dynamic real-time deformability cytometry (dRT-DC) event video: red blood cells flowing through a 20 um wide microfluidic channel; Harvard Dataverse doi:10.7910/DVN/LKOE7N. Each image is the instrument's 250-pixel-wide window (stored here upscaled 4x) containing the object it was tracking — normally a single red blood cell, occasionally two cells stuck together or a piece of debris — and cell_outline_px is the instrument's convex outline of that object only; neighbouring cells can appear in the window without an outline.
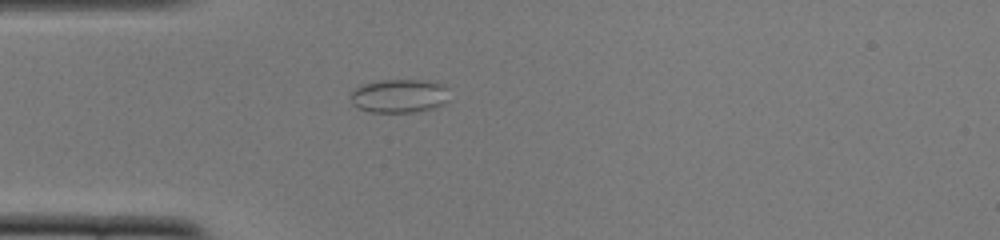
{"species": "common noctule bat (a hibernating species)", "species_latin": "Nyctalus noctula", "temperature_condition": "cold", "stored_images_in_passage": 39, "camera_frame_rate_fps": 3000, "um_per_image_px": 0.085, "animal": {"sex": "female", "body_mass_g": 22.0, "forearm_length_mm": 56.7}, "frame": {"image": 1, "passage_image": 2, "time_ms": 0.333, "image_size_px": [1000, 240], "cell_outline_px": [[448, 100], [432, 108], [412, 112], [372, 112], [356, 108], [352, 104], [352, 92], [356, 88], [364, 84], [380, 80], [428, 80], [440, 84], [448, 88]], "centroid_in_image_um": [33.93, 8.15], "position_along_channel_um": 51.1, "area_um2": 19.19}}
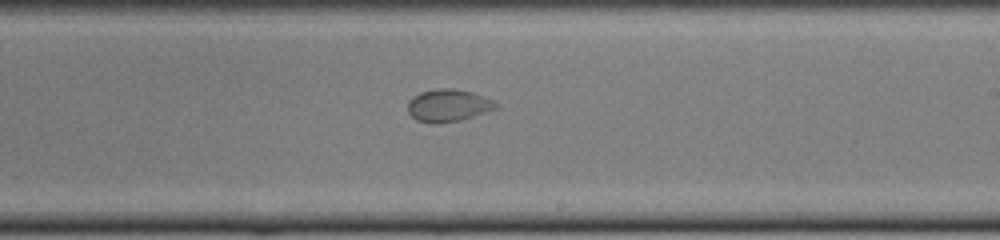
{"frame": {"image": 2, "passage_image": 18, "time_ms": 5.667, "image_size_px": [1000, 240], "cell_outline_px": [[496, 108], [460, 120], [436, 124], [428, 124], [416, 120], [408, 112], [408, 100], [412, 96], [420, 92], [436, 88], [452, 88], [472, 92], [496, 100]], "centroid_in_image_um": [38.05, 8.96], "position_along_channel_um": 250.9, "area_um2": 16.76}}
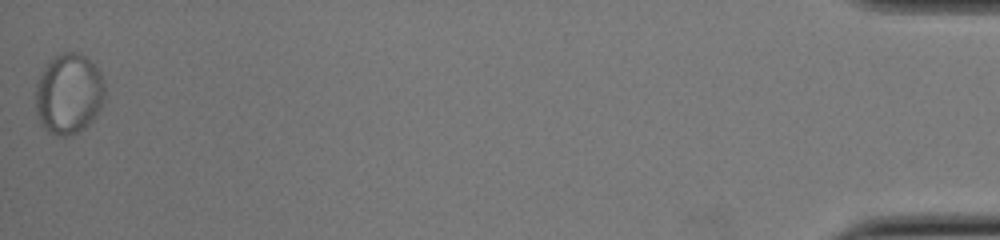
{"frame": {"image": 3, "passage_image": 39, "time_ms": 12.667, "image_size_px": [1000, 240], "cell_outline_px": [[104, 100], [100, 108], [92, 120], [84, 128], [76, 132], [64, 136], [60, 136], [44, 128], [40, 124], [36, 116], [36, 84], [44, 68], [60, 52], [80, 52], [96, 64], [104, 80]], "centroid_in_image_um": [5.86, 7.95], "position_along_channel_um": 429.3, "area_um2": 32.48}}